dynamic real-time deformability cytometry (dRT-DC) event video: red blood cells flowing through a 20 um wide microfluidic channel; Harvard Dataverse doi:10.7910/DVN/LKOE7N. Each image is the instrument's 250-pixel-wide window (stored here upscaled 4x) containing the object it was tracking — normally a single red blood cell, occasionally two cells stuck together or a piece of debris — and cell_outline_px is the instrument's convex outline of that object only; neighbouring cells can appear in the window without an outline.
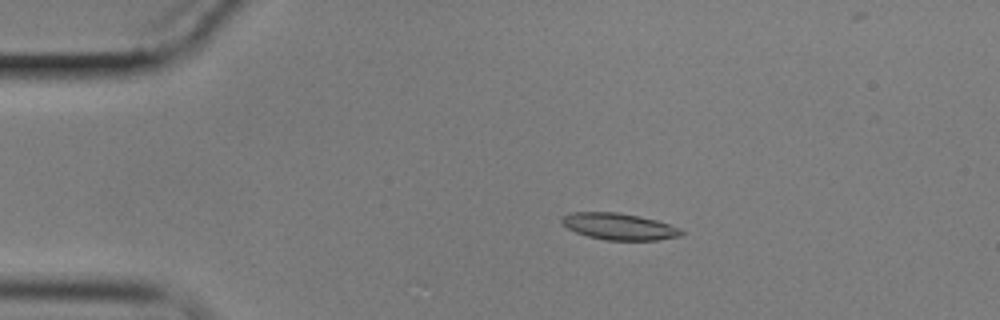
{"species": "common noctule bat (a hibernating species)", "species_latin": "Nyctalus noctula", "temperature_condition": "cold", "stored_images_in_passage": 52, "camera_frame_rate_fps": 3000, "um_per_image_px": 0.085, "animal": {"sex": "male", "body_mass_g": 17.9}, "frame": {"image": 1, "passage_image": 12, "time_ms": 3.667, "image_size_px": [1000, 320], "cell_outline_px": [[684, 236], [656, 240], [604, 240], [588, 236], [576, 232], [568, 228], [560, 220], [560, 216], [572, 212], [616, 212], [656, 220], [680, 228], [684, 232]], "centroid_in_image_um": [52.62, 19.25], "position_along_channel_um": 32.4, "area_um2": 18.5}}
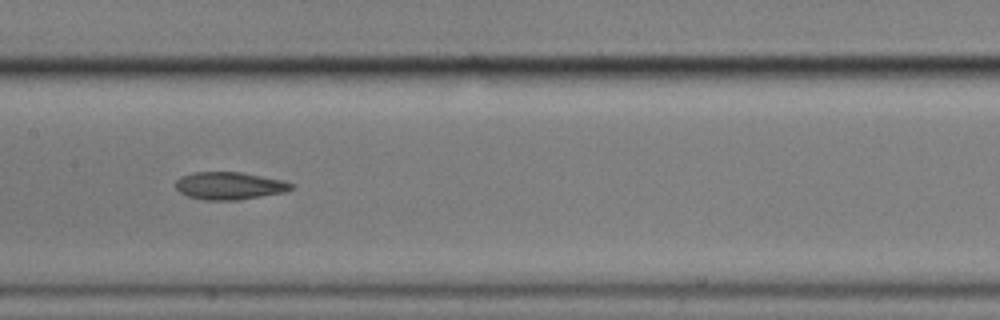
{"frame": {"image": 2, "passage_image": 31, "time_ms": 10.0, "image_size_px": [1000, 320], "cell_outline_px": [[296, 184], [292, 188], [284, 192], [236, 200], [204, 200], [188, 196], [180, 192], [176, 188], [176, 180], [180, 176], [192, 172], [244, 172], [284, 180]], "centroid_in_image_um": [19.51, 15.77], "position_along_channel_um": 187.9, "area_um2": 18.67}}
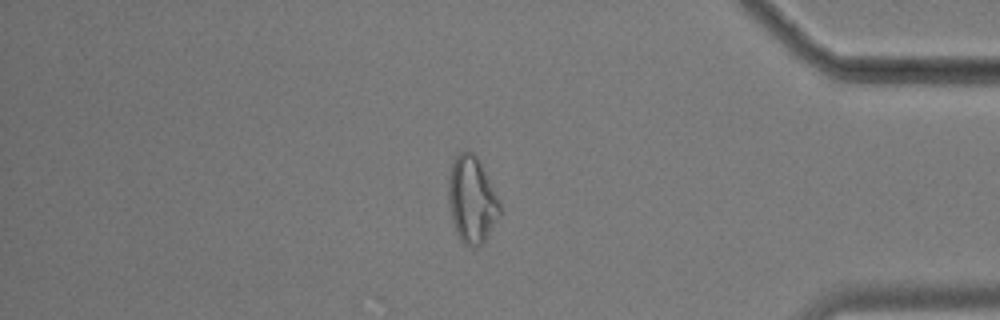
{"frame": {"image": 3, "passage_image": 52, "time_ms": 17.0, "image_size_px": [1000, 320], "cell_outline_px": [[500, 216], [484, 240], [476, 248], [472, 248], [464, 244], [460, 240], [456, 232], [452, 220], [448, 200], [448, 180], [452, 160], [456, 152], [472, 152], [476, 156], [500, 200]], "centroid_in_image_um": [40.09, 16.98], "position_along_channel_um": 395.1, "area_um2": 25.95}, "authors_computed_cell_mechanics": {"area_um2": 18.6405, "velocity_mm_per_s": 3.3605, "shape_relaxation_time_tau1_ms": null, "shape_relaxation_time_tau2_ms": 3.1174, "deformation_change_tau1": null, "deformation_change_tau2": 0.0922}}